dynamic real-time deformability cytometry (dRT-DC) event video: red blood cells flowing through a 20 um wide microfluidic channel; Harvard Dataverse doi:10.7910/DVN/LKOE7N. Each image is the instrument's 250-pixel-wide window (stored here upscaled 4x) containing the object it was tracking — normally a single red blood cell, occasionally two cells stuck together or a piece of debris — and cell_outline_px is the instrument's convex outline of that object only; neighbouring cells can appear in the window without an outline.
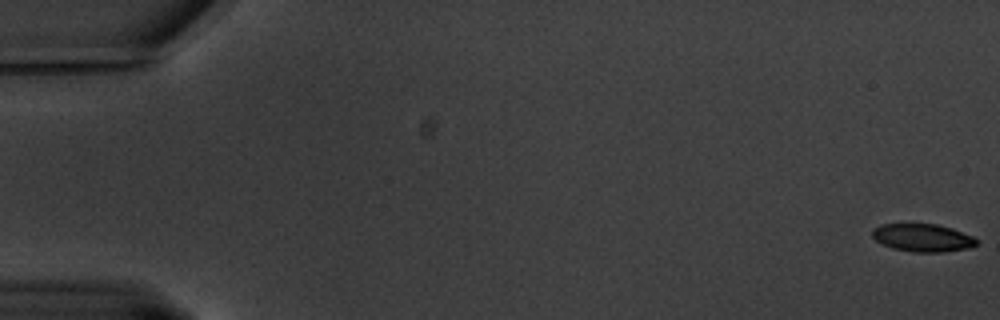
{"species": "common noctule bat (a hibernating species)", "species_latin": "Nyctalus noctula", "temperature_condition": "warm", "stored_images_in_passage": 63, "camera_frame_rate_fps": 3000, "um_per_image_px": 0.085, "animal": {"sex": "male", "body_mass_g": 20.1, "forearm_length_mm": 53.5}, "frame": {"image": 1, "passage_image": 1, "time_ms": 0.0, "image_size_px": [1000, 320], "cell_outline_px": [[976, 244], [968, 248], [944, 252], [912, 252], [892, 248], [876, 240], [872, 236], [872, 228], [880, 224], [936, 224], [952, 228], [972, 236], [976, 240]], "centroid_in_image_um": [78.39, 20.2], "position_along_channel_um": 6.6, "area_um2": 16.82}}
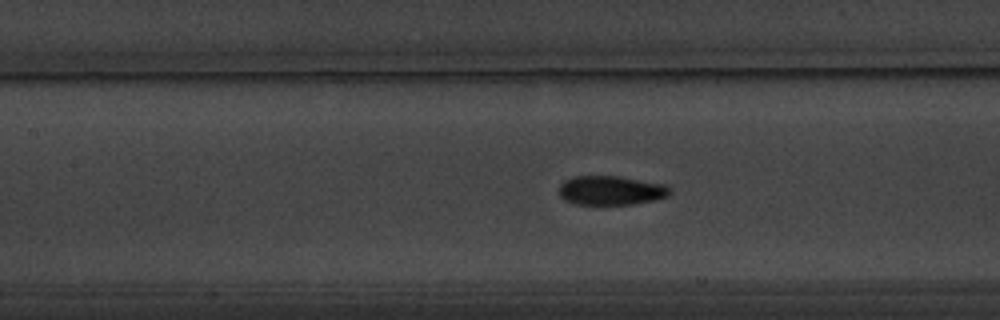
{"frame": {"image": 2, "passage_image": 29, "time_ms": 9.333, "image_size_px": [1000, 320], "cell_outline_px": [[672, 192], [668, 196], [656, 200], [636, 204], [576, 204], [564, 200], [560, 196], [560, 184], [564, 180], [572, 176], [620, 176], [664, 184]], "centroid_in_image_um": [51.93, 16.18], "position_along_channel_um": 155.5, "area_um2": 18.96}}
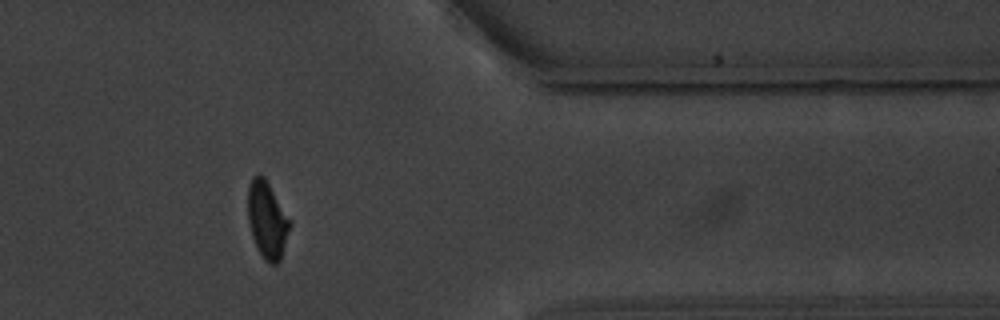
{"frame": {"image": 3, "passage_image": 52, "time_ms": 17.0, "image_size_px": [1000, 320], "cell_outline_px": [[292, 224], [280, 260], [276, 264], [272, 264], [264, 260], [252, 236], [248, 220], [248, 188], [252, 176], [260, 172], [264, 176], [292, 220]], "centroid_in_image_um": [22.73, 18.65], "position_along_channel_um": 388.7, "area_um2": 19.02}, "authors_computed_cell_mechanics": {"area_um2": 18.6694, "velocity_mm_per_s": 3.2616, "shape_relaxation_time_tau1_ms": 3.9345, "shape_relaxation_time_tau2_ms": 0.8801, "deformation_change_tau1": 0.1552, "deformation_change_tau2": 0.0474}}